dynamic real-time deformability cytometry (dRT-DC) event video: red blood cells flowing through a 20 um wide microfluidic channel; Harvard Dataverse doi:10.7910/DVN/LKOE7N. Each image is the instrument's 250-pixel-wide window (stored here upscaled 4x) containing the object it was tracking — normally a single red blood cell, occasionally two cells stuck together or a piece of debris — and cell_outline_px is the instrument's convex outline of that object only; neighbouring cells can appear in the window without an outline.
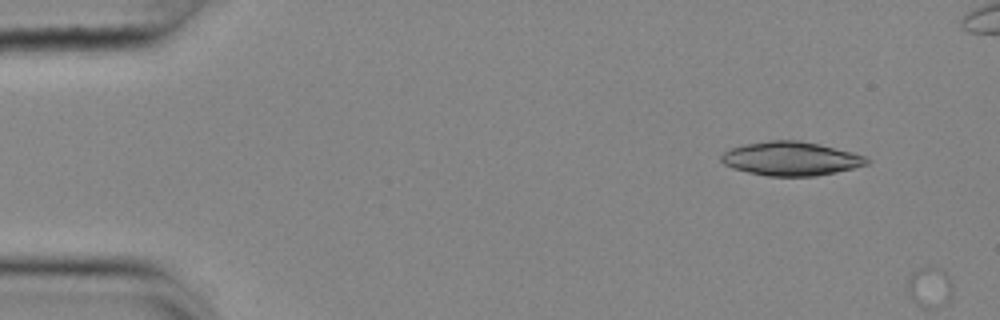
{"species": "common noctule bat (a hibernating species)", "species_latin": "Nyctalus noctula", "temperature_condition": "cold", "stored_images_in_passage": 2, "camera_frame_rate_fps": 3000, "um_per_image_px": 0.085, "animal": {"sex": "female", "body_mass_g": 25.1}, "frame": {"image": 1, "passage_image": 1, "time_ms": 0.0, "image_size_px": [1000, 320], "cell_outline_px": [[872, 160], [868, 164], [836, 172], [816, 176], [768, 176], [748, 172], [732, 168], [724, 164], [720, 160], [720, 156], [724, 152], [732, 148], [744, 144], [768, 140], [800, 140], [820, 144], [852, 152], [864, 156]], "centroid_in_image_um": [67.23, 13.48], "position_along_channel_um": 17.8, "area_um2": 28.78}}